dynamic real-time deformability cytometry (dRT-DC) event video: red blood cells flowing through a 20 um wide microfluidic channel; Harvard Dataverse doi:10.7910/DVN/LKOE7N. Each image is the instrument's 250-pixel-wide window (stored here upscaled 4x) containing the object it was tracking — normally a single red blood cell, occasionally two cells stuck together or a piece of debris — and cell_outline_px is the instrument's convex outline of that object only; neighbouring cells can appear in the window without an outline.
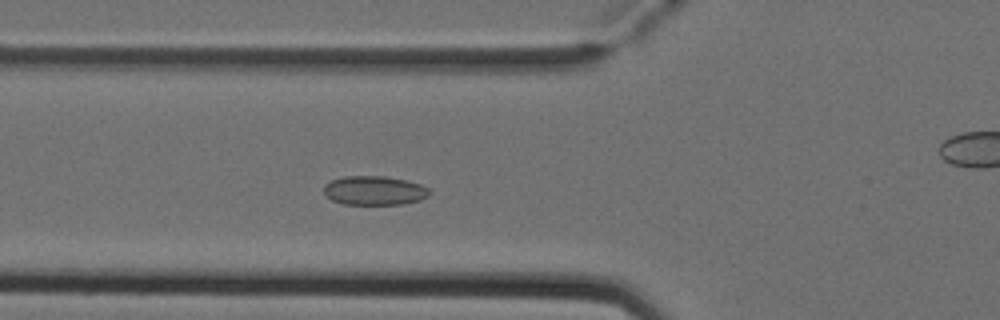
{"species": "Egyptian fruit bat (a non-hibernating species)", "species_latin": "Rousettus aegyptiacus", "temperature_condition": "cold", "stored_images_in_passage": 20, "camera_frame_rate_fps": 3000, "um_per_image_px": 0.085, "animal": {"sex": "female"}, "frame": {"image": 1, "passage_image": 16, "time_ms": 5.0, "image_size_px": [1000, 320], "cell_outline_px": [[432, 192], [428, 196], [420, 200], [400, 204], [344, 204], [332, 200], [324, 192], [324, 184], [332, 180], [344, 176], [384, 176], [408, 180], [420, 184], [428, 188]], "centroid_in_image_um": [31.84, 16.18], "position_along_channel_um": 94.0, "area_um2": 17.92}}
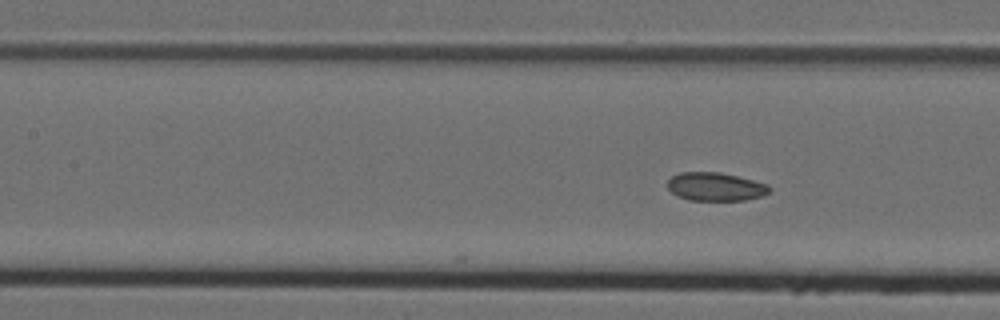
{"frame": {"image": 2, "passage_image": 20, "time_ms": 6.333, "image_size_px": [1000, 320], "cell_outline_px": [[772, 188], [764, 196], [744, 200], [688, 200], [672, 192], [668, 188], [668, 180], [672, 176], [680, 172], [720, 172], [768, 184]], "centroid_in_image_um": [60.83, 15.87], "position_along_channel_um": 146.6, "area_um2": 16.76}}